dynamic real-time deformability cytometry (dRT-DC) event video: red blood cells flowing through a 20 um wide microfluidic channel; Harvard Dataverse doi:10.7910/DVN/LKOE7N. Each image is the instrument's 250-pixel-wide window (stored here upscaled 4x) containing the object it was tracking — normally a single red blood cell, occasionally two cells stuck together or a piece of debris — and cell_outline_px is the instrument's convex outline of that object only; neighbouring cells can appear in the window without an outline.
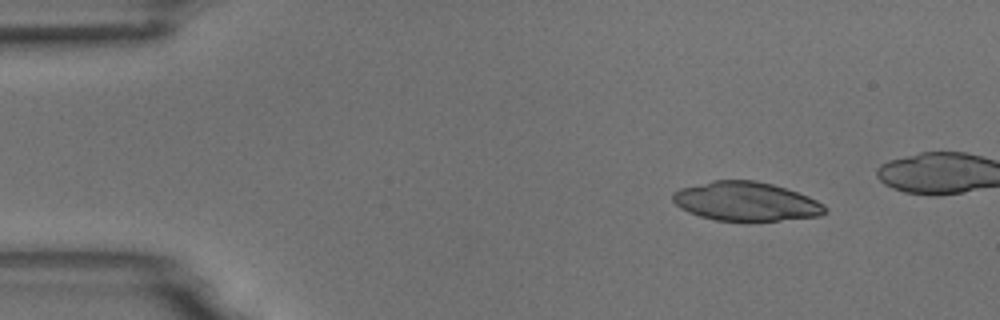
{"species": "common noctule bat (a hibernating species)", "species_latin": "Nyctalus noctula", "temperature_condition": "room temperature", "stored_images_in_passage": 4, "camera_frame_rate_fps": 3000, "um_per_image_px": 0.085, "animal": {"sex": "male", "body_mass_g": 18.8}, "frame": {"image": 1, "passage_image": 1, "time_ms": 0.0, "image_size_px": [1000, 320], "cell_outline_px": [[828, 212], [820, 216], [780, 220], [716, 220], [700, 216], [688, 212], [680, 208], [672, 200], [672, 192], [680, 188], [712, 180], [756, 180], [772, 184], [808, 196], [824, 204], [828, 208]], "centroid_in_image_um": [63.4, 17.11], "position_along_channel_um": 21.6, "area_um2": 34.51}}